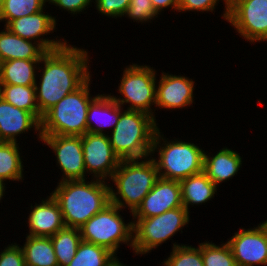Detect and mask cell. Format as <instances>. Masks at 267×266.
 <instances>
[{
  "instance_id": "1",
  "label": "cell",
  "mask_w": 267,
  "mask_h": 266,
  "mask_svg": "<svg viewBox=\"0 0 267 266\" xmlns=\"http://www.w3.org/2000/svg\"><path fill=\"white\" fill-rule=\"evenodd\" d=\"M89 52L67 41L61 48L43 54L35 82L40 122L49 109L66 95L75 92L93 75L90 74Z\"/></svg>"
},
{
  "instance_id": "2",
  "label": "cell",
  "mask_w": 267,
  "mask_h": 266,
  "mask_svg": "<svg viewBox=\"0 0 267 266\" xmlns=\"http://www.w3.org/2000/svg\"><path fill=\"white\" fill-rule=\"evenodd\" d=\"M49 194L61 209L65 227L79 229L110 204L109 182L98 179L61 181Z\"/></svg>"
},
{
  "instance_id": "3",
  "label": "cell",
  "mask_w": 267,
  "mask_h": 266,
  "mask_svg": "<svg viewBox=\"0 0 267 266\" xmlns=\"http://www.w3.org/2000/svg\"><path fill=\"white\" fill-rule=\"evenodd\" d=\"M158 178L159 174L151 156L143 160H121L110 179V203L122 210L128 209L132 214L152 190Z\"/></svg>"
},
{
  "instance_id": "4",
  "label": "cell",
  "mask_w": 267,
  "mask_h": 266,
  "mask_svg": "<svg viewBox=\"0 0 267 266\" xmlns=\"http://www.w3.org/2000/svg\"><path fill=\"white\" fill-rule=\"evenodd\" d=\"M173 139L164 137L160 128L155 132L150 156L156 165L159 177L180 182L202 172L205 150L192 141ZM155 152H158L157 156Z\"/></svg>"
},
{
  "instance_id": "5",
  "label": "cell",
  "mask_w": 267,
  "mask_h": 266,
  "mask_svg": "<svg viewBox=\"0 0 267 266\" xmlns=\"http://www.w3.org/2000/svg\"><path fill=\"white\" fill-rule=\"evenodd\" d=\"M158 123L142 111L124 110L109 133L110 144L120 160L149 157Z\"/></svg>"
},
{
  "instance_id": "6",
  "label": "cell",
  "mask_w": 267,
  "mask_h": 266,
  "mask_svg": "<svg viewBox=\"0 0 267 266\" xmlns=\"http://www.w3.org/2000/svg\"><path fill=\"white\" fill-rule=\"evenodd\" d=\"M92 76L75 92L62 98L43 116L41 135L83 136L87 132L89 104L96 97L91 95Z\"/></svg>"
},
{
  "instance_id": "7",
  "label": "cell",
  "mask_w": 267,
  "mask_h": 266,
  "mask_svg": "<svg viewBox=\"0 0 267 266\" xmlns=\"http://www.w3.org/2000/svg\"><path fill=\"white\" fill-rule=\"evenodd\" d=\"M187 209L177 207L163 214L150 218H132L133 221V246L135 255H148L166 241L171 239L190 222Z\"/></svg>"
},
{
  "instance_id": "8",
  "label": "cell",
  "mask_w": 267,
  "mask_h": 266,
  "mask_svg": "<svg viewBox=\"0 0 267 266\" xmlns=\"http://www.w3.org/2000/svg\"><path fill=\"white\" fill-rule=\"evenodd\" d=\"M120 207L109 204L79 228L82 241L105 247L117 256L120 245L133 246V221L126 222Z\"/></svg>"
},
{
  "instance_id": "9",
  "label": "cell",
  "mask_w": 267,
  "mask_h": 266,
  "mask_svg": "<svg viewBox=\"0 0 267 266\" xmlns=\"http://www.w3.org/2000/svg\"><path fill=\"white\" fill-rule=\"evenodd\" d=\"M121 75L122 78L117 88L120 96L111 95L112 99L123 108L128 104L126 110L148 113L157 122L156 108H154L157 71L150 65L132 63L123 69Z\"/></svg>"
},
{
  "instance_id": "10",
  "label": "cell",
  "mask_w": 267,
  "mask_h": 266,
  "mask_svg": "<svg viewBox=\"0 0 267 266\" xmlns=\"http://www.w3.org/2000/svg\"><path fill=\"white\" fill-rule=\"evenodd\" d=\"M250 44L267 42V0H228L227 23Z\"/></svg>"
},
{
  "instance_id": "11",
  "label": "cell",
  "mask_w": 267,
  "mask_h": 266,
  "mask_svg": "<svg viewBox=\"0 0 267 266\" xmlns=\"http://www.w3.org/2000/svg\"><path fill=\"white\" fill-rule=\"evenodd\" d=\"M56 157V166L62 175L59 182L66 180H87L82 148V136L41 135Z\"/></svg>"
},
{
  "instance_id": "12",
  "label": "cell",
  "mask_w": 267,
  "mask_h": 266,
  "mask_svg": "<svg viewBox=\"0 0 267 266\" xmlns=\"http://www.w3.org/2000/svg\"><path fill=\"white\" fill-rule=\"evenodd\" d=\"M82 148L87 176L110 183L121 160L114 152L109 136L86 132L82 136Z\"/></svg>"
},
{
  "instance_id": "13",
  "label": "cell",
  "mask_w": 267,
  "mask_h": 266,
  "mask_svg": "<svg viewBox=\"0 0 267 266\" xmlns=\"http://www.w3.org/2000/svg\"><path fill=\"white\" fill-rule=\"evenodd\" d=\"M57 22L56 17L46 12L44 8L37 13L12 20L6 27L13 34L23 39L36 42L46 52L61 48L69 41L64 37L62 39L61 37L58 39V36L55 39H49L47 37L50 33L56 32Z\"/></svg>"
},
{
  "instance_id": "14",
  "label": "cell",
  "mask_w": 267,
  "mask_h": 266,
  "mask_svg": "<svg viewBox=\"0 0 267 266\" xmlns=\"http://www.w3.org/2000/svg\"><path fill=\"white\" fill-rule=\"evenodd\" d=\"M237 266H267V228L263 223L241 228L226 241Z\"/></svg>"
},
{
  "instance_id": "15",
  "label": "cell",
  "mask_w": 267,
  "mask_h": 266,
  "mask_svg": "<svg viewBox=\"0 0 267 266\" xmlns=\"http://www.w3.org/2000/svg\"><path fill=\"white\" fill-rule=\"evenodd\" d=\"M156 82V104L158 109L176 110L192 107L195 81L184 75L161 72ZM169 109V110H168Z\"/></svg>"
},
{
  "instance_id": "16",
  "label": "cell",
  "mask_w": 267,
  "mask_h": 266,
  "mask_svg": "<svg viewBox=\"0 0 267 266\" xmlns=\"http://www.w3.org/2000/svg\"><path fill=\"white\" fill-rule=\"evenodd\" d=\"M182 206L180 182L159 177L131 215L132 218H150Z\"/></svg>"
},
{
  "instance_id": "17",
  "label": "cell",
  "mask_w": 267,
  "mask_h": 266,
  "mask_svg": "<svg viewBox=\"0 0 267 266\" xmlns=\"http://www.w3.org/2000/svg\"><path fill=\"white\" fill-rule=\"evenodd\" d=\"M40 200L30 205L31 211L26 218L29 230L26 235L51 237L65 227L62 212L51 194Z\"/></svg>"
},
{
  "instance_id": "18",
  "label": "cell",
  "mask_w": 267,
  "mask_h": 266,
  "mask_svg": "<svg viewBox=\"0 0 267 266\" xmlns=\"http://www.w3.org/2000/svg\"><path fill=\"white\" fill-rule=\"evenodd\" d=\"M34 130L41 141L40 122L28 111L17 108L0 97V141L16 142L20 134Z\"/></svg>"
},
{
  "instance_id": "19",
  "label": "cell",
  "mask_w": 267,
  "mask_h": 266,
  "mask_svg": "<svg viewBox=\"0 0 267 266\" xmlns=\"http://www.w3.org/2000/svg\"><path fill=\"white\" fill-rule=\"evenodd\" d=\"M124 110L122 106L112 99L111 93L96 94L88 108L87 132L109 135V131L106 130L115 128L120 114Z\"/></svg>"
},
{
  "instance_id": "20",
  "label": "cell",
  "mask_w": 267,
  "mask_h": 266,
  "mask_svg": "<svg viewBox=\"0 0 267 266\" xmlns=\"http://www.w3.org/2000/svg\"><path fill=\"white\" fill-rule=\"evenodd\" d=\"M217 153L208 154L204 153V172L208 178L219 188V185L223 182L229 181L238 174V171L242 168V157L238 151L232 150V148H221ZM212 155V156H210Z\"/></svg>"
},
{
  "instance_id": "21",
  "label": "cell",
  "mask_w": 267,
  "mask_h": 266,
  "mask_svg": "<svg viewBox=\"0 0 267 266\" xmlns=\"http://www.w3.org/2000/svg\"><path fill=\"white\" fill-rule=\"evenodd\" d=\"M44 53L36 42L13 34L7 27L0 30V62L16 59L41 60Z\"/></svg>"
},
{
  "instance_id": "22",
  "label": "cell",
  "mask_w": 267,
  "mask_h": 266,
  "mask_svg": "<svg viewBox=\"0 0 267 266\" xmlns=\"http://www.w3.org/2000/svg\"><path fill=\"white\" fill-rule=\"evenodd\" d=\"M182 203L190 213V206L202 205L212 201L217 194V186L202 171L180 181Z\"/></svg>"
},
{
  "instance_id": "23",
  "label": "cell",
  "mask_w": 267,
  "mask_h": 266,
  "mask_svg": "<svg viewBox=\"0 0 267 266\" xmlns=\"http://www.w3.org/2000/svg\"><path fill=\"white\" fill-rule=\"evenodd\" d=\"M40 61L16 59L0 62V84L35 85Z\"/></svg>"
},
{
  "instance_id": "24",
  "label": "cell",
  "mask_w": 267,
  "mask_h": 266,
  "mask_svg": "<svg viewBox=\"0 0 267 266\" xmlns=\"http://www.w3.org/2000/svg\"><path fill=\"white\" fill-rule=\"evenodd\" d=\"M26 266H58L50 237L28 236L21 246Z\"/></svg>"
},
{
  "instance_id": "25",
  "label": "cell",
  "mask_w": 267,
  "mask_h": 266,
  "mask_svg": "<svg viewBox=\"0 0 267 266\" xmlns=\"http://www.w3.org/2000/svg\"><path fill=\"white\" fill-rule=\"evenodd\" d=\"M19 143L0 141V181L23 182L25 166ZM23 160V161H22Z\"/></svg>"
},
{
  "instance_id": "26",
  "label": "cell",
  "mask_w": 267,
  "mask_h": 266,
  "mask_svg": "<svg viewBox=\"0 0 267 266\" xmlns=\"http://www.w3.org/2000/svg\"><path fill=\"white\" fill-rule=\"evenodd\" d=\"M0 97L13 106L30 112L40 122L35 85L0 84Z\"/></svg>"
},
{
  "instance_id": "27",
  "label": "cell",
  "mask_w": 267,
  "mask_h": 266,
  "mask_svg": "<svg viewBox=\"0 0 267 266\" xmlns=\"http://www.w3.org/2000/svg\"><path fill=\"white\" fill-rule=\"evenodd\" d=\"M58 266H67L76 255L80 245L81 233L78 228L64 227L51 236Z\"/></svg>"
},
{
  "instance_id": "28",
  "label": "cell",
  "mask_w": 267,
  "mask_h": 266,
  "mask_svg": "<svg viewBox=\"0 0 267 266\" xmlns=\"http://www.w3.org/2000/svg\"><path fill=\"white\" fill-rule=\"evenodd\" d=\"M117 257L105 247L81 241L67 266H110Z\"/></svg>"
},
{
  "instance_id": "29",
  "label": "cell",
  "mask_w": 267,
  "mask_h": 266,
  "mask_svg": "<svg viewBox=\"0 0 267 266\" xmlns=\"http://www.w3.org/2000/svg\"><path fill=\"white\" fill-rule=\"evenodd\" d=\"M47 2L48 0H4L0 8V23L6 27L12 20L43 10Z\"/></svg>"
},
{
  "instance_id": "30",
  "label": "cell",
  "mask_w": 267,
  "mask_h": 266,
  "mask_svg": "<svg viewBox=\"0 0 267 266\" xmlns=\"http://www.w3.org/2000/svg\"><path fill=\"white\" fill-rule=\"evenodd\" d=\"M171 249L170 255L161 262L162 266H204L200 243L196 247L175 242Z\"/></svg>"
},
{
  "instance_id": "31",
  "label": "cell",
  "mask_w": 267,
  "mask_h": 266,
  "mask_svg": "<svg viewBox=\"0 0 267 266\" xmlns=\"http://www.w3.org/2000/svg\"><path fill=\"white\" fill-rule=\"evenodd\" d=\"M216 245L212 241L200 243L204 266H237L231 248L227 242Z\"/></svg>"
},
{
  "instance_id": "32",
  "label": "cell",
  "mask_w": 267,
  "mask_h": 266,
  "mask_svg": "<svg viewBox=\"0 0 267 266\" xmlns=\"http://www.w3.org/2000/svg\"><path fill=\"white\" fill-rule=\"evenodd\" d=\"M124 16L133 22L146 24L156 20L159 14L153 8L151 0H131Z\"/></svg>"
},
{
  "instance_id": "33",
  "label": "cell",
  "mask_w": 267,
  "mask_h": 266,
  "mask_svg": "<svg viewBox=\"0 0 267 266\" xmlns=\"http://www.w3.org/2000/svg\"><path fill=\"white\" fill-rule=\"evenodd\" d=\"M222 0H179V5H178V12L183 13V12H215V9L217 8L219 2ZM223 5H224V11L223 15V20L227 21L228 17V0H223Z\"/></svg>"
},
{
  "instance_id": "34",
  "label": "cell",
  "mask_w": 267,
  "mask_h": 266,
  "mask_svg": "<svg viewBox=\"0 0 267 266\" xmlns=\"http://www.w3.org/2000/svg\"><path fill=\"white\" fill-rule=\"evenodd\" d=\"M131 0H95L94 7L98 14L108 18H122Z\"/></svg>"
},
{
  "instance_id": "35",
  "label": "cell",
  "mask_w": 267,
  "mask_h": 266,
  "mask_svg": "<svg viewBox=\"0 0 267 266\" xmlns=\"http://www.w3.org/2000/svg\"><path fill=\"white\" fill-rule=\"evenodd\" d=\"M0 266H26L20 244L12 242L1 249Z\"/></svg>"
},
{
  "instance_id": "36",
  "label": "cell",
  "mask_w": 267,
  "mask_h": 266,
  "mask_svg": "<svg viewBox=\"0 0 267 266\" xmlns=\"http://www.w3.org/2000/svg\"><path fill=\"white\" fill-rule=\"evenodd\" d=\"M92 3L95 4V0H48V4L59 7L62 9L61 11H67L72 16L88 10L89 7H92Z\"/></svg>"
},
{
  "instance_id": "37",
  "label": "cell",
  "mask_w": 267,
  "mask_h": 266,
  "mask_svg": "<svg viewBox=\"0 0 267 266\" xmlns=\"http://www.w3.org/2000/svg\"><path fill=\"white\" fill-rule=\"evenodd\" d=\"M153 8L155 11L159 14L162 15L161 13L164 11V9H173L175 12H178V5H179V0H151Z\"/></svg>"
},
{
  "instance_id": "38",
  "label": "cell",
  "mask_w": 267,
  "mask_h": 266,
  "mask_svg": "<svg viewBox=\"0 0 267 266\" xmlns=\"http://www.w3.org/2000/svg\"><path fill=\"white\" fill-rule=\"evenodd\" d=\"M6 184H4L3 182L0 181V202L2 203V199L4 198L3 196L6 194L5 190H6Z\"/></svg>"
},
{
  "instance_id": "39",
  "label": "cell",
  "mask_w": 267,
  "mask_h": 266,
  "mask_svg": "<svg viewBox=\"0 0 267 266\" xmlns=\"http://www.w3.org/2000/svg\"><path fill=\"white\" fill-rule=\"evenodd\" d=\"M120 258H116L113 263L110 265V266H129V265H126L124 264L122 261L119 260ZM122 262V263H121Z\"/></svg>"
},
{
  "instance_id": "40",
  "label": "cell",
  "mask_w": 267,
  "mask_h": 266,
  "mask_svg": "<svg viewBox=\"0 0 267 266\" xmlns=\"http://www.w3.org/2000/svg\"><path fill=\"white\" fill-rule=\"evenodd\" d=\"M262 223L266 226V228H267V219L266 220H264V221H262Z\"/></svg>"
},
{
  "instance_id": "41",
  "label": "cell",
  "mask_w": 267,
  "mask_h": 266,
  "mask_svg": "<svg viewBox=\"0 0 267 266\" xmlns=\"http://www.w3.org/2000/svg\"><path fill=\"white\" fill-rule=\"evenodd\" d=\"M3 1H4V0H0V8H1L2 4H3Z\"/></svg>"
}]
</instances>
